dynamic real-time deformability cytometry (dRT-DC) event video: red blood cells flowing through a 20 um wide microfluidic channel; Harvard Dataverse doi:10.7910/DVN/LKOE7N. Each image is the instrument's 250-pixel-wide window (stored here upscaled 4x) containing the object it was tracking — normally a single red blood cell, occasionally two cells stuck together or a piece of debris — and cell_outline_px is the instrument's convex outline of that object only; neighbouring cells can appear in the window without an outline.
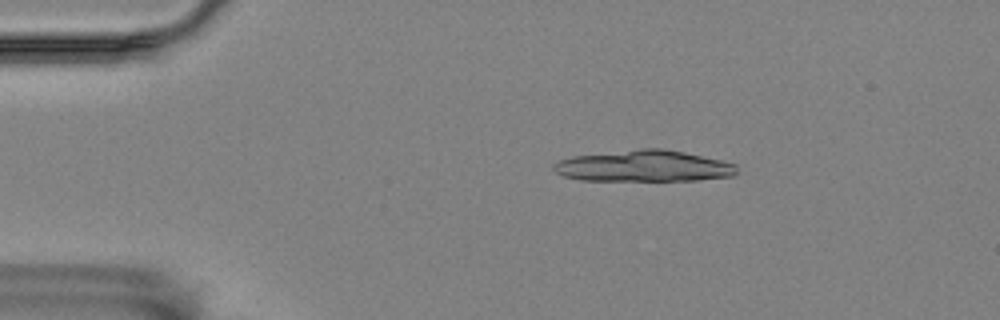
{"species": "Egyptian fruit bat (a non-hibernating species)", "species_latin": "Rousettus aegyptiacus", "temperature_condition": "room temperature", "stored_images_in_passage": 6, "camera_frame_rate_fps": 3000, "um_per_image_px": 0.085, "animal": {"sex": "female"}, "frame": {"image": 1, "passage_image": 3, "time_ms": 0.667, "image_size_px": [1000, 320], "cell_outline_px": [[736, 172], [732, 176], [696, 180], [580, 180], [564, 176], [556, 172], [552, 168], [552, 164], [560, 160], [572, 156], [640, 148], [664, 148], [684, 152], [720, 160], [736, 164]], "centroid_in_image_um": [54.69, 14.11], "position_along_channel_um": 30.3, "area_um2": 33.35}}